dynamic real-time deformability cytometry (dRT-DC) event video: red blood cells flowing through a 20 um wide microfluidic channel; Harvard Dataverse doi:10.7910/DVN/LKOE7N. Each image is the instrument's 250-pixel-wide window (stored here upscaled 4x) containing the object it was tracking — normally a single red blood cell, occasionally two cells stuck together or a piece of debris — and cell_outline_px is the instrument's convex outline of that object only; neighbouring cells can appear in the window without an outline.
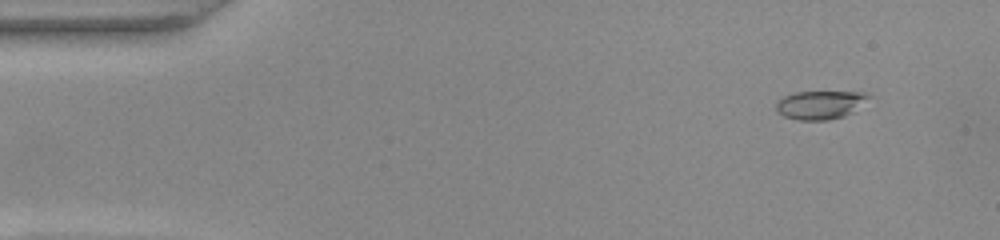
{"species": "common noctule bat (a hibernating species)", "species_latin": "Nyctalus noctula", "temperature_condition": "warm", "stored_images_in_passage": 53, "camera_frame_rate_fps": 3000, "um_per_image_px": 0.085, "animal": {"sex": "female", "body_mass_g": 22.0, "forearm_length_mm": 56.7}, "frame": {"image": 1, "passage_image": 5, "time_ms": 1.333, "image_size_px": [1000, 240], "cell_outline_px": [[872, 96], [852, 112], [844, 116], [828, 120], [800, 120], [784, 116], [776, 108], [776, 100], [792, 92], [864, 92]], "centroid_in_image_um": [69.7, 8.9], "position_along_channel_um": 15.3, "area_um2": 15.26}}
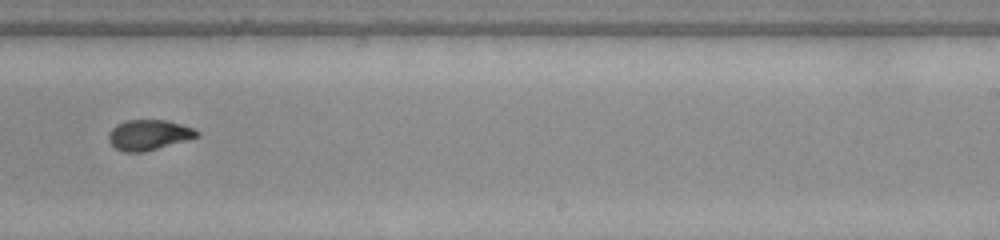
{"frame": {"image": 2, "passage_image": 33, "time_ms": 10.667, "image_size_px": [1000, 240], "cell_outline_px": [[200, 136], [144, 152], [124, 152], [116, 148], [108, 140], [108, 132], [116, 124], [128, 120], [164, 120], [196, 128], [200, 132]], "centroid_in_image_um": [12.65, 11.46], "position_along_channel_um": 276.3, "area_um2": 15.61}}
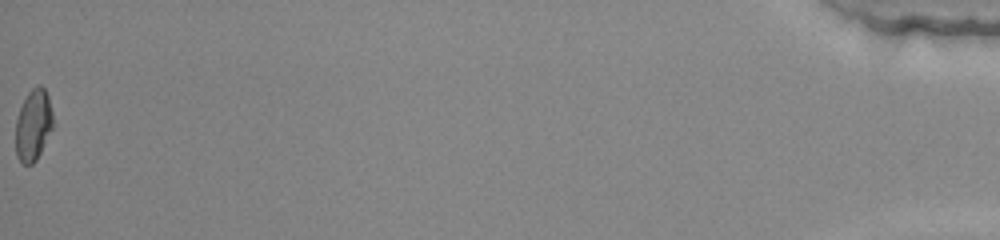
{"frame": {"image": 3, "passage_image": 53, "time_ms": 17.333, "image_size_px": [1000, 240], "cell_outline_px": [[52, 128], [36, 160], [32, 164], [24, 164], [16, 156], [16, 120], [20, 108], [28, 92], [36, 84], [40, 84], [44, 88], [48, 96], [52, 112]], "centroid_in_image_um": [2.82, 10.6], "position_along_channel_um": 432.4, "area_um2": 15.32}, "authors_computed_cell_mechanics": {"area_um2": 15.6638, "velocity_mm_per_s": 3.9212, "shape_relaxation_time_tau1_ms": 9.4264, "shape_relaxation_time_tau2_ms": 1.4052, "deformation_change_tau1": 0.2267, "deformation_change_tau2": 0.0698}}